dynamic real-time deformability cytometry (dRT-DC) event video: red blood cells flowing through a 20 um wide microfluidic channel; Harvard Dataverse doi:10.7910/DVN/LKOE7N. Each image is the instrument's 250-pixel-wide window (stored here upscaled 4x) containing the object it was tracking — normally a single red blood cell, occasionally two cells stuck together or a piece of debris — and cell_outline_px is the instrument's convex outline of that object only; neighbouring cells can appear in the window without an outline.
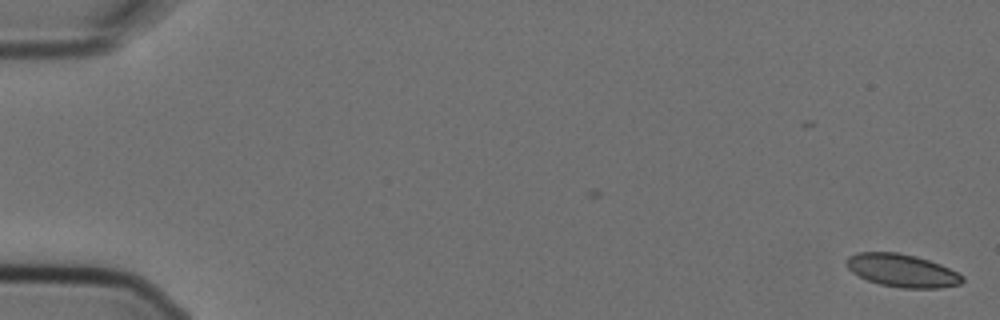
{"species": "Egyptian fruit bat (a non-hibernating species)", "species_latin": "Rousettus aegyptiacus", "temperature_condition": "cold", "stored_images_in_passage": 9, "camera_frame_rate_fps": 3000, "um_per_image_px": 0.085, "animal": {"sex": "female"}, "frame": {"image": 1, "passage_image": 1, "time_ms": 0.0, "image_size_px": [1000, 320], "cell_outline_px": [[964, 280], [960, 284], [940, 288], [900, 288], [880, 284], [868, 280], [852, 272], [844, 264], [844, 260], [848, 256], [856, 252], [896, 252], [916, 256], [940, 264], [964, 276]], "centroid_in_image_um": [76.64, 22.99], "position_along_channel_um": 8.4, "area_um2": 22.31}}
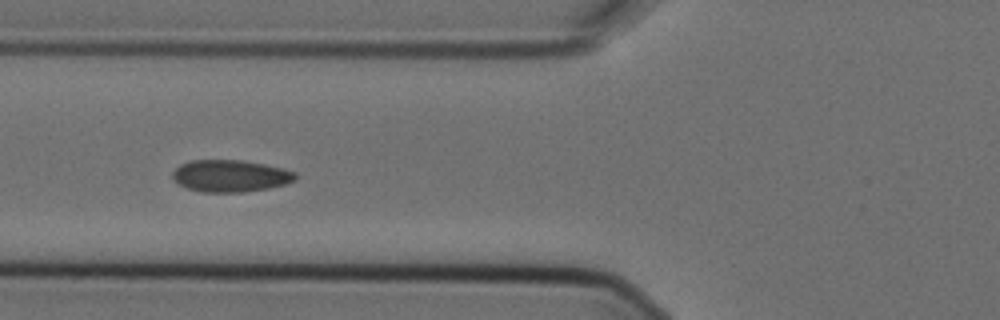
{"frame": {"image": 2, "passage_image": 7, "time_ms": 2.0, "image_size_px": [1000, 320], "cell_outline_px": [[296, 180], [284, 184], [268, 188], [244, 192], [200, 192], [188, 188], [172, 180], [172, 172], [180, 164], [192, 160], [240, 160], [264, 164], [296, 172]], "centroid_in_image_um": [19.55, 14.95], "position_along_channel_um": 106.2, "area_um2": 22.83}}
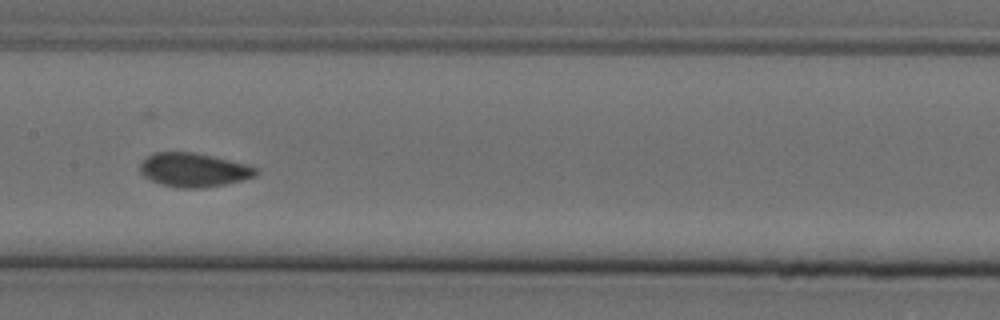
{"frame": {"image": 3, "passage_image": 9, "time_ms": 2.667, "image_size_px": [1000, 320], "cell_outline_px": [[256, 176], [224, 184], [204, 188], [180, 188], [164, 184], [152, 180], [144, 176], [140, 172], [140, 164], [152, 152], [192, 152], [212, 156], [244, 164], [256, 168]], "centroid_in_image_um": [16.43, 14.44], "position_along_channel_um": 191.0, "area_um2": 22.43}}